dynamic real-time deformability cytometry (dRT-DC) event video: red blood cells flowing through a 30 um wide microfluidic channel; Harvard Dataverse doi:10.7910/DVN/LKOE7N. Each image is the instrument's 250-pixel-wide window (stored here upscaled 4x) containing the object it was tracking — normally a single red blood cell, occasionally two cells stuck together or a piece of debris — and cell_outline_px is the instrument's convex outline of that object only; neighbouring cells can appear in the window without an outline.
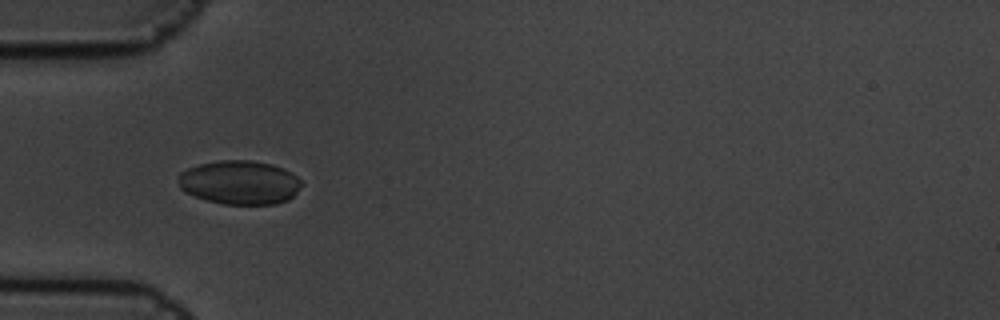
{"species": "common noctule bat (a hibernating species)", "species_latin": "Nyctalus noctula", "temperature_condition": "cold", "stored_images_in_passage": 8, "camera_frame_rate_fps": 3000, "um_per_image_px": 0.085, "animal": {"sex": "male", "body_mass_g": 19.5, "forearm_length_mm": 54.6}, "frame": {"image": 1, "passage_image": 4, "time_ms": 1.0, "image_size_px": [1000, 320], "cell_outline_px": [[304, 184], [288, 200], [276, 204], [224, 204], [208, 200], [184, 192], [180, 188], [176, 176], [180, 172], [188, 168], [200, 164], [220, 160], [252, 160], [272, 164], [284, 168], [292, 172]], "centroid_in_image_um": [20.37, 15.5], "position_along_channel_um": 64.6, "area_um2": 31.73}}
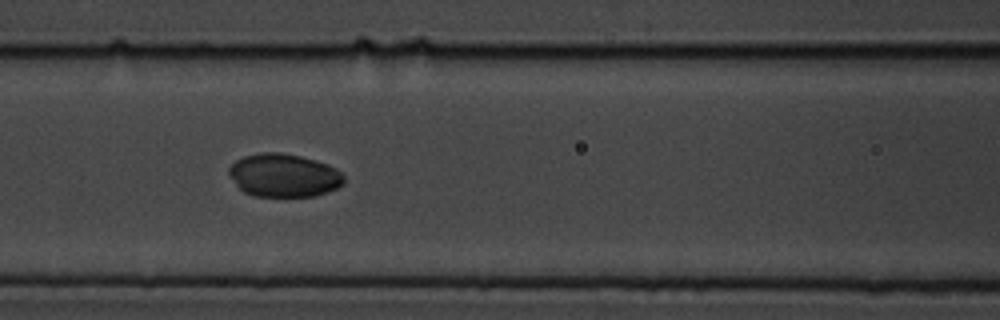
{"frame": {"image": 2, "passage_image": 6, "time_ms": 1.667, "image_size_px": [1000, 320], "cell_outline_px": [[344, 184], [328, 192], [316, 196], [252, 196], [244, 192], [236, 184], [228, 172], [228, 168], [236, 160], [244, 156], [260, 152], [280, 152], [300, 156], [316, 160], [328, 164], [336, 168], [344, 176]], "centroid_in_image_um": [24.14, 14.9], "position_along_channel_um": 142.5, "area_um2": 29.07}}
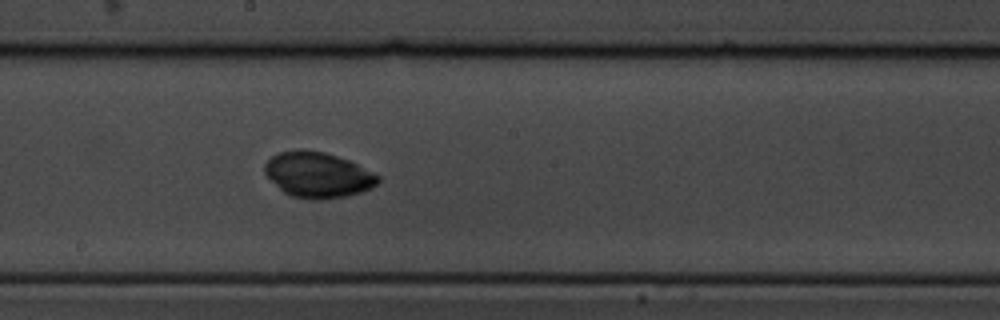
{"frame": {"image": 3, "passage_image": 8, "time_ms": 2.333, "image_size_px": [1000, 320], "cell_outline_px": [[380, 180], [372, 188], [360, 192], [344, 196], [316, 200], [312, 200], [292, 196], [284, 192], [264, 172], [264, 164], [272, 156], [280, 152], [300, 148], [304, 148], [324, 152], [348, 160], [380, 176]], "centroid_in_image_um": [27.01, 14.85], "position_along_channel_um": 221.2, "area_um2": 29.82}}